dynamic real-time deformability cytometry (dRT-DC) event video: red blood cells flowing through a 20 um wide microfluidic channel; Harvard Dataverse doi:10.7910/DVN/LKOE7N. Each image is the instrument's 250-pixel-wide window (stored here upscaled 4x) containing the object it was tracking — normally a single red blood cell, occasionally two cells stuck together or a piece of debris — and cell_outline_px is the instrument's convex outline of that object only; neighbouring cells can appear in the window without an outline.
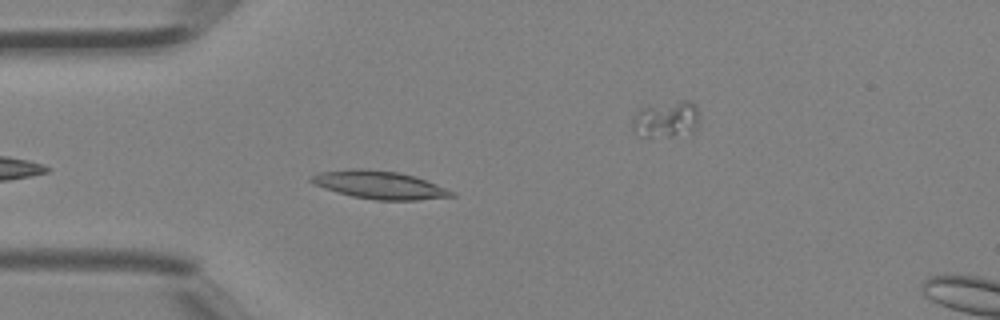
{"species": "Egyptian fruit bat (a non-hibernating species)", "species_latin": "Rousettus aegyptiacus", "temperature_condition": "room temperature", "stored_images_in_passage": 34, "camera_frame_rate_fps": 3000, "um_per_image_px": 0.085, "animal": {"sex": "female"}, "frame": {"image": 1, "passage_image": 3, "time_ms": 0.667, "image_size_px": [1000, 320], "cell_outline_px": [[456, 196], [416, 200], [376, 200], [352, 196], [336, 192], [312, 184], [308, 180], [312, 176], [320, 172], [352, 168], [360, 168], [400, 172], [416, 176], [456, 192]], "centroid_in_image_um": [32.25, 15.71], "position_along_channel_um": 52.7, "area_um2": 23.0}}
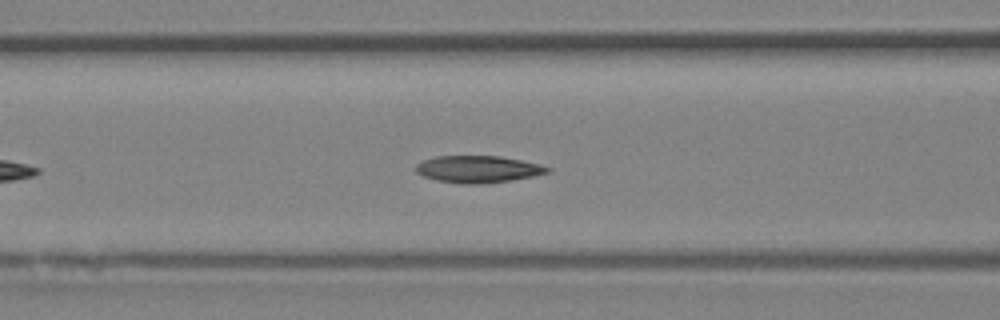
{"frame": {"image": 2, "passage_image": 8, "time_ms": 2.333, "image_size_px": [1000, 320], "cell_outline_px": [[552, 168], [548, 172], [532, 176], [508, 180], [480, 184], [460, 184], [436, 180], [424, 176], [416, 172], [416, 164], [424, 160], [436, 156], [500, 156], [540, 164]], "centroid_in_image_um": [40.61, 14.38], "position_along_channel_um": 126.0, "area_um2": 20.52}}
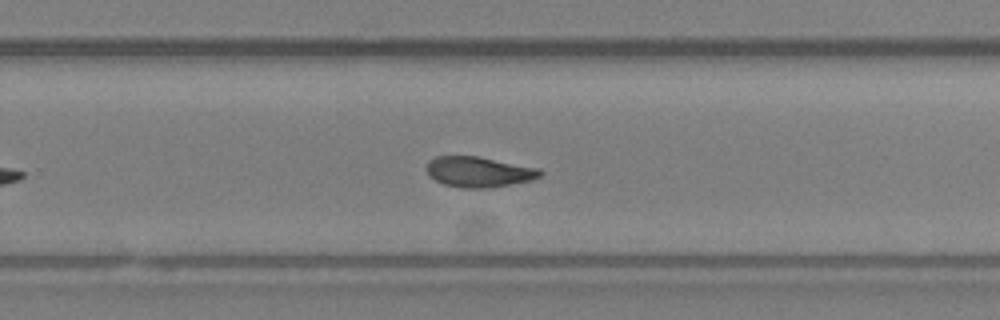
{"frame": {"image": 3, "passage_image": 18, "time_ms": 5.667, "image_size_px": [1000, 320], "cell_outline_px": [[544, 172], [540, 176], [532, 180], [488, 188], [460, 188], [444, 184], [428, 176], [424, 168], [428, 160], [436, 156], [480, 156], [540, 168]], "centroid_in_image_um": [40.67, 14.6], "position_along_channel_um": 289.1, "area_um2": 20.52}}